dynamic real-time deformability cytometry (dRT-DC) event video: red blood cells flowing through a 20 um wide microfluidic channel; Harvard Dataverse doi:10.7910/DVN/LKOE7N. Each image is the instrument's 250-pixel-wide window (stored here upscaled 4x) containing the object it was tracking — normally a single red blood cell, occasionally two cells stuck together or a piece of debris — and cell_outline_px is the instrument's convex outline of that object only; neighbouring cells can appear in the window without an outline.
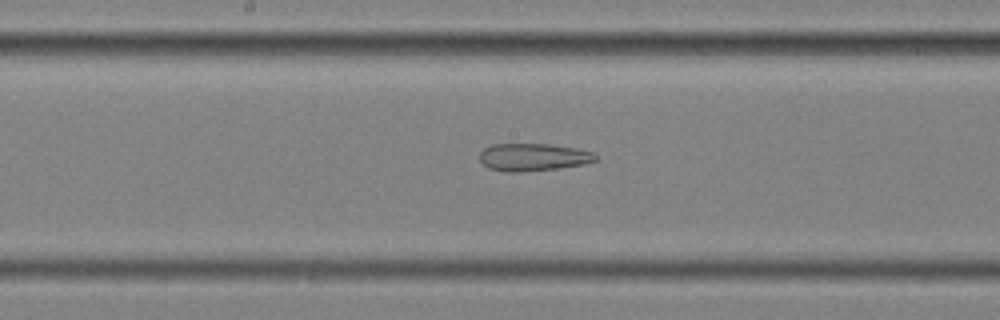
{"species": "common noctule bat (a hibernating species)", "species_latin": "Nyctalus noctula", "temperature_condition": "cold", "stored_images_in_passage": 56, "segment_of_instrument_passage": [2, 2], "camera_frame_rate_fps": 3000, "um_per_image_px": 0.085, "animal": {"sex": "female", "body_mass_g": 25.1}, "frame": {"image": 1, "passage_image": 29, "time_ms": 9.333, "image_size_px": [1000, 320], "cell_outline_px": [[596, 160], [584, 164], [560, 168], [520, 172], [504, 172], [488, 168], [480, 160], [480, 152], [484, 148], [492, 144], [548, 144], [576, 148], [592, 152], [596, 156]], "centroid_in_image_um": [45.29, 13.36], "position_along_channel_um": 202.9, "area_um2": 18.61}}
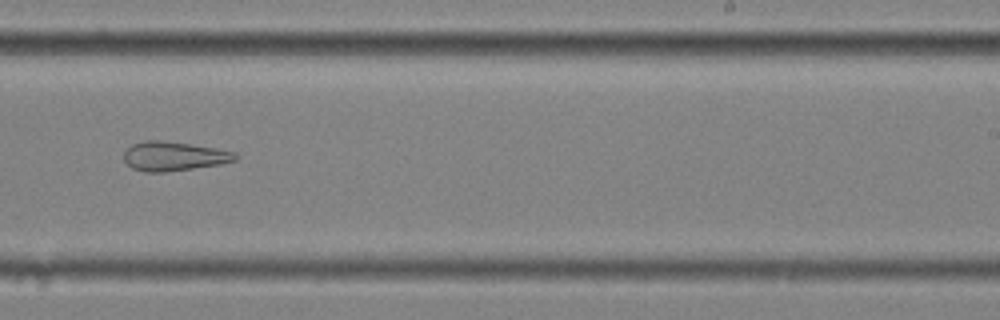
{"frame": {"image": 2, "passage_image": 35, "time_ms": 11.333, "image_size_px": [1000, 320], "cell_outline_px": [[240, 156], [236, 160], [220, 164], [164, 172], [144, 172], [132, 168], [124, 160], [124, 152], [132, 144], [144, 140], [160, 140], [192, 144], [216, 148], [236, 152]], "centroid_in_image_um": [14.79, 13.27], "position_along_channel_um": 274.2, "area_um2": 19.02}}
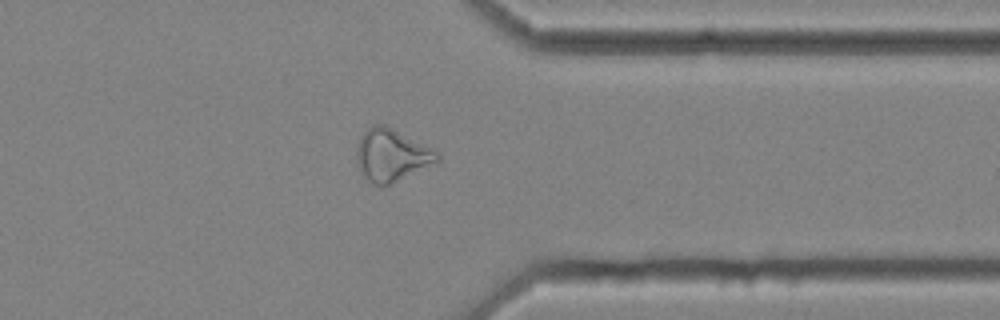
{"frame": {"image": 3, "passage_image": 44, "time_ms": 14.333, "image_size_px": [1000, 320], "cell_outline_px": [[440, 160], [392, 184], [376, 184], [368, 180], [360, 168], [356, 156], [356, 152], [360, 140], [364, 132], [372, 124], [384, 124], [392, 128], [436, 152], [440, 156]], "centroid_in_image_um": [33.27, 13.18], "position_along_channel_um": 378.1, "area_um2": 23.64}}